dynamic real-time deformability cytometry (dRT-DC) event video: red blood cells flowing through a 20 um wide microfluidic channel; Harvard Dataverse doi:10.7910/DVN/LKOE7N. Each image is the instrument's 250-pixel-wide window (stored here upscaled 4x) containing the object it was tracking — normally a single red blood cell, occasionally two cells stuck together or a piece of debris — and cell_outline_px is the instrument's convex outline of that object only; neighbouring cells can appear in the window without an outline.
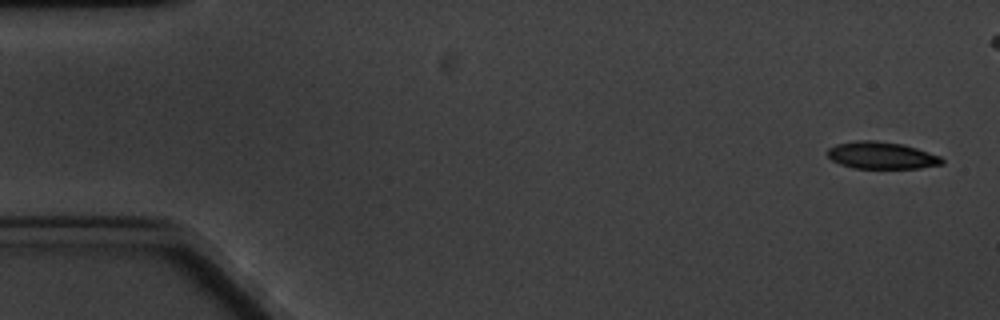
{"species": "common noctule bat (a hibernating species)", "species_latin": "Nyctalus noctula", "temperature_condition": "cold", "stored_images_in_passage": 9, "camera_frame_rate_fps": 3000, "um_per_image_px": 0.085, "animal": {"sex": "male", "body_mass_g": 20.1, "forearm_length_mm": 53.5}, "frame": {"image": 1, "passage_image": 1, "time_ms": 0.0, "image_size_px": [1000, 320], "cell_outline_px": [[944, 164], [920, 168], [852, 168], [840, 164], [832, 160], [828, 156], [828, 148], [836, 144], [856, 140], [876, 140], [900, 144], [916, 148], [940, 156], [944, 160]], "centroid_in_image_um": [74.92, 13.21], "position_along_channel_um": 10.1, "area_um2": 18.03}}